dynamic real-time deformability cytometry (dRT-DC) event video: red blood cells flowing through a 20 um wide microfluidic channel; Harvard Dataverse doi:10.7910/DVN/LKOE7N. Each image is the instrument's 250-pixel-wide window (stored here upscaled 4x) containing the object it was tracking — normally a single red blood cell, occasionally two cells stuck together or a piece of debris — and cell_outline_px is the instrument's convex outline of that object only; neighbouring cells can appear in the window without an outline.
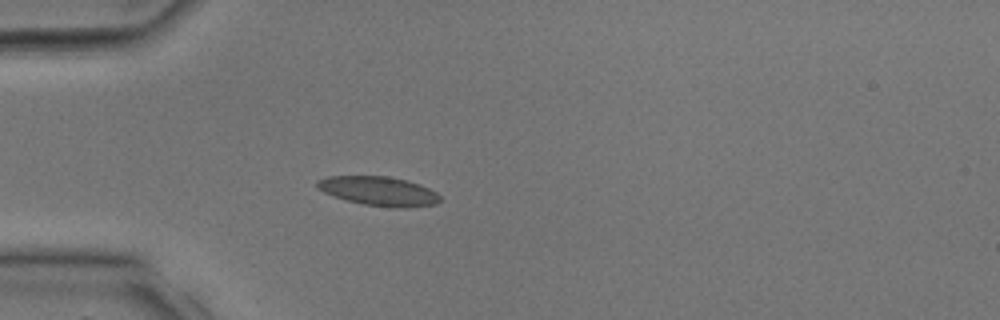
{"species": "common noctule bat (a hibernating species)", "species_latin": "Nyctalus noctula", "temperature_condition": "room temperature", "stored_images_in_passage": 25, "camera_frame_rate_fps": 3000, "um_per_image_px": 0.085, "animal": {"sex": "male", "body_mass_g": 17.9, "forearm_length_mm": 54.2}, "frame": {"image": 1, "passage_image": 1, "time_ms": 0.0, "image_size_px": [1000, 320], "cell_outline_px": [[440, 200], [436, 204], [408, 208], [396, 208], [364, 204], [348, 200], [324, 192], [316, 188], [316, 180], [328, 176], [388, 176], [408, 180], [420, 184], [436, 192], [440, 196]], "centroid_in_image_um": [32.21, 16.24], "position_along_channel_um": 52.8, "area_um2": 20.92}}
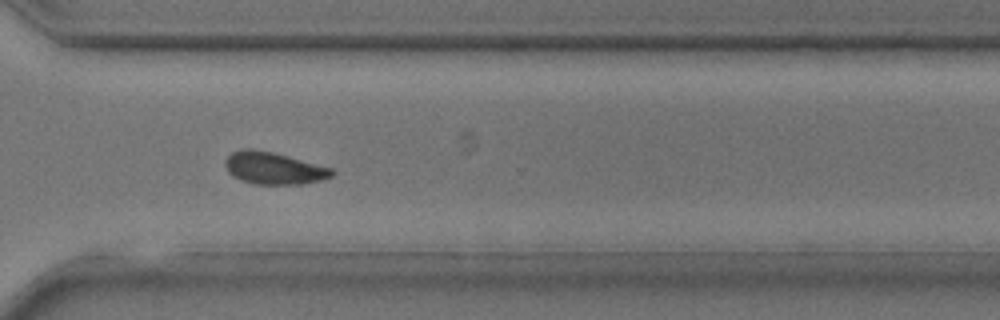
{"frame": {"image": 2, "passage_image": 16, "time_ms": 5.0, "image_size_px": [1000, 320], "cell_outline_px": [[336, 172], [332, 176], [320, 180], [300, 184], [256, 184], [240, 180], [232, 176], [228, 172], [224, 164], [224, 160], [232, 152], [244, 148], [252, 148], [272, 152], [288, 156], [332, 168]], "centroid_in_image_um": [23.24, 14.29], "position_along_channel_um": 347.4, "area_um2": 20.0}}
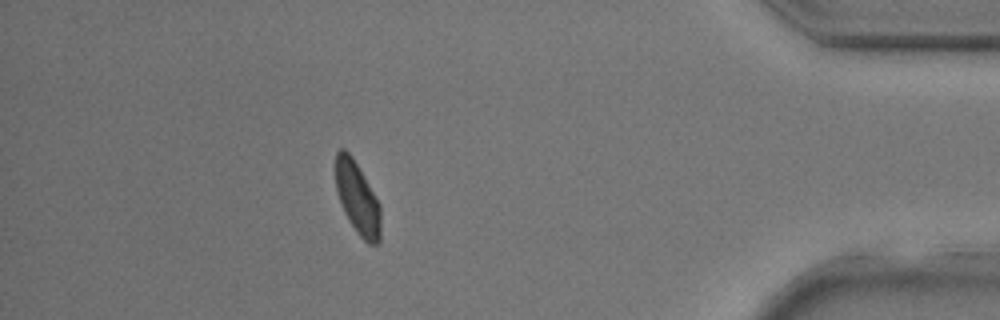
{"frame": {"image": 3, "passage_image": 21, "time_ms": 6.667, "image_size_px": [1000, 320], "cell_outline_px": [[380, 244], [368, 244], [360, 236], [348, 220], [344, 212], [336, 188], [336, 152], [340, 148], [344, 148], [352, 156], [380, 204]], "centroid_in_image_um": [30.39, 16.86], "position_along_channel_um": 404.8, "area_um2": 18.79}}